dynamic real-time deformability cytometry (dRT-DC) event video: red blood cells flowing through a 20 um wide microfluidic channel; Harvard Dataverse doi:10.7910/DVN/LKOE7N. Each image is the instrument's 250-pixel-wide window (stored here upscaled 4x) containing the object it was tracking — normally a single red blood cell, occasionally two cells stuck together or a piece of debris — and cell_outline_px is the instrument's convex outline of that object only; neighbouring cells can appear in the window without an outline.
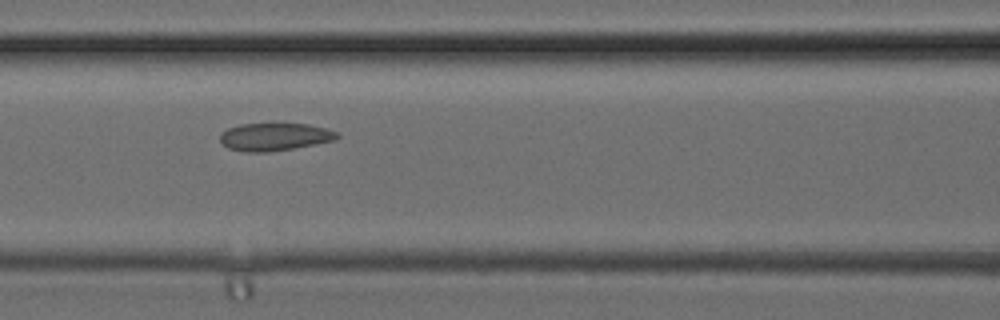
{"species": "common noctule bat (a hibernating species)", "species_latin": "Nyctalus noctula", "temperature_condition": "cold", "stored_images_in_passage": 5, "camera_frame_rate_fps": 3000, "um_per_image_px": 0.085, "animal": {"sex": "female", "body_mass_g": 24.6, "forearm_length_mm": 56.2}, "frame": {"image": 1, "passage_image": 4, "time_ms": 1.0, "image_size_px": [1000, 320], "cell_outline_px": [[340, 136], [336, 140], [316, 144], [268, 152], [244, 152], [228, 148], [220, 140], [220, 132], [228, 128], [240, 124], [308, 124], [324, 128], [336, 132]], "centroid_in_image_um": [23.32, 11.63], "position_along_channel_um": 143.3, "area_um2": 18.79}}